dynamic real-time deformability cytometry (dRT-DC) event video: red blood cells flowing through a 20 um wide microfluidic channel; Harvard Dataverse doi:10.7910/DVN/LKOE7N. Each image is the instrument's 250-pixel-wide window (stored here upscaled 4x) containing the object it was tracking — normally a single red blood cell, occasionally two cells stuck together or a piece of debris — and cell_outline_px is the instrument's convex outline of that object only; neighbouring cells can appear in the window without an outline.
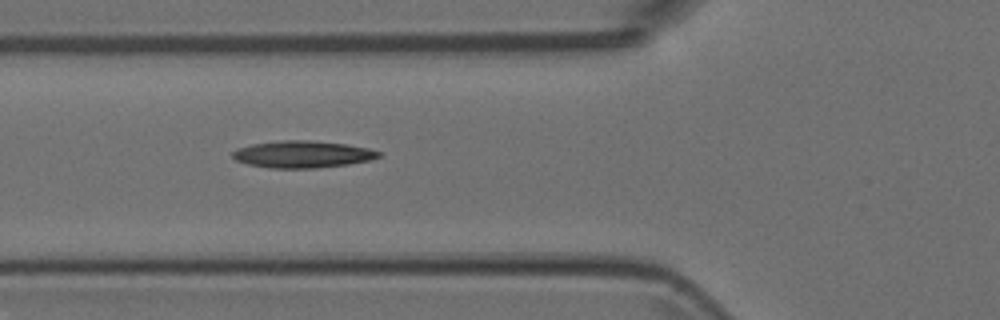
{"species": "Egyptian fruit bat (a non-hibernating species)", "species_latin": "Rousettus aegyptiacus", "temperature_condition": "room temperature", "stored_images_in_passage": 2, "camera_frame_rate_fps": 3000, "um_per_image_px": 0.085, "animal": {"sex": "female"}, "frame": {"image": 1, "passage_image": 2, "time_ms": 0.333, "image_size_px": [1000, 320], "cell_outline_px": [[384, 152], [380, 156], [368, 160], [348, 164], [316, 168], [272, 168], [248, 164], [236, 160], [232, 156], [232, 152], [236, 148], [252, 144], [284, 140], [308, 140], [344, 144], [368, 148]], "centroid_in_image_um": [25.71, 13.11], "position_along_channel_um": 100.1, "area_um2": 22.83}}